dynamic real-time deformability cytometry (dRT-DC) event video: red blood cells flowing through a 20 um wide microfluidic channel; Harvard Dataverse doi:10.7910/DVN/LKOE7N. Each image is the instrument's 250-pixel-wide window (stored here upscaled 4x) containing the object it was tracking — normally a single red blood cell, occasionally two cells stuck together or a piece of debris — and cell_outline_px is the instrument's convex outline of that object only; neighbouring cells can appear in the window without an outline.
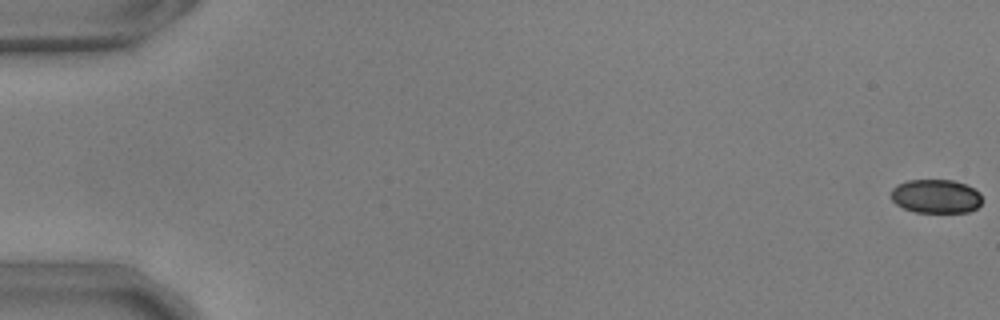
{"species": "common noctule bat (a hibernating species)", "species_latin": "Nyctalus noctula", "temperature_condition": "warm", "stored_images_in_passage": 56, "camera_frame_rate_fps": 3000, "um_per_image_px": 0.085, "animal": {"sex": "male", "body_mass_g": 17.9, "forearm_length_mm": 54.2}, "frame": {"image": 1, "passage_image": 1, "time_ms": 0.0, "image_size_px": [1000, 320], "cell_outline_px": [[980, 204], [976, 208], [968, 212], [916, 212], [904, 208], [896, 204], [892, 200], [892, 188], [896, 184], [908, 180], [952, 180], [964, 184], [980, 192]], "centroid_in_image_um": [79.53, 16.68], "position_along_channel_um": 5.5, "area_um2": 17.8}}
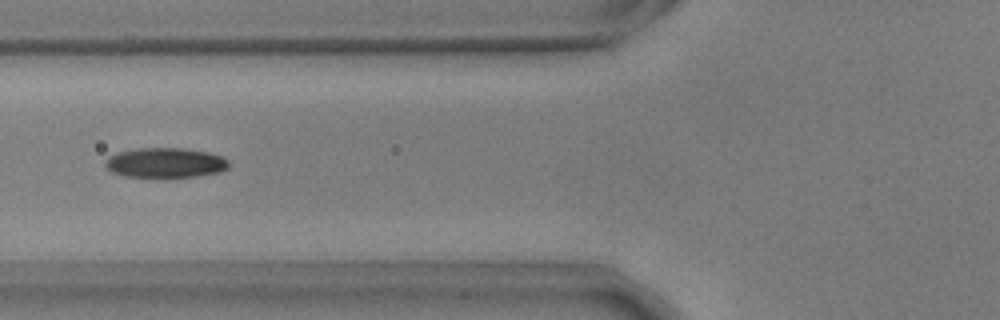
{"frame": {"image": 2, "passage_image": 23, "time_ms": 7.333, "image_size_px": [1000, 320], "cell_outline_px": [[228, 168], [220, 172], [196, 176], [164, 180], [124, 176], [112, 172], [104, 164], [104, 160], [108, 156], [116, 152], [140, 148], [180, 148], [208, 152], [224, 156], [228, 160]], "centroid_in_image_um": [14.03, 13.87], "position_along_channel_um": 111.8, "area_um2": 22.43}}
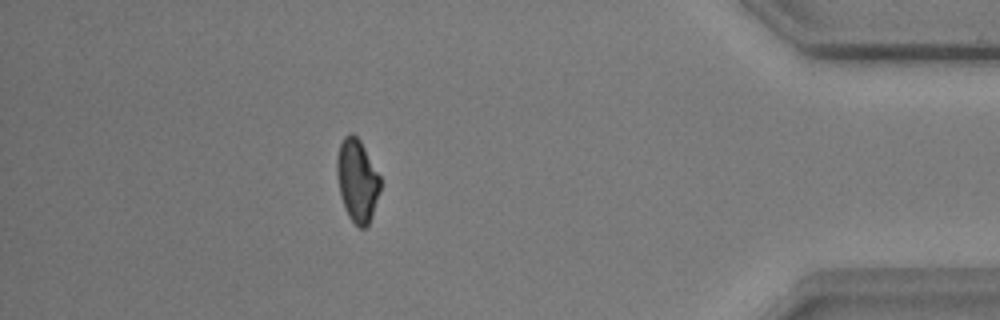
{"frame": {"image": 3, "passage_image": 50, "time_ms": 16.333, "image_size_px": [1000, 320], "cell_outline_px": [[380, 188], [372, 216], [368, 224], [364, 228], [360, 228], [348, 216], [344, 208], [340, 196], [336, 176], [336, 156], [340, 144], [344, 136], [348, 132], [352, 132], [360, 140], [380, 176]], "centroid_in_image_um": [30.33, 15.32], "position_along_channel_um": 404.9, "area_um2": 20.98}, "authors_computed_cell_mechanics": {"area_um2": 21.1259, "velocity_mm_per_s": 3.7118, "shape_relaxation_time_tau1_ms": 5.7756, "shape_relaxation_time_tau2_ms": 3.4097, "deformation_change_tau1": 0.1608, "deformation_change_tau2": 0.0727}}